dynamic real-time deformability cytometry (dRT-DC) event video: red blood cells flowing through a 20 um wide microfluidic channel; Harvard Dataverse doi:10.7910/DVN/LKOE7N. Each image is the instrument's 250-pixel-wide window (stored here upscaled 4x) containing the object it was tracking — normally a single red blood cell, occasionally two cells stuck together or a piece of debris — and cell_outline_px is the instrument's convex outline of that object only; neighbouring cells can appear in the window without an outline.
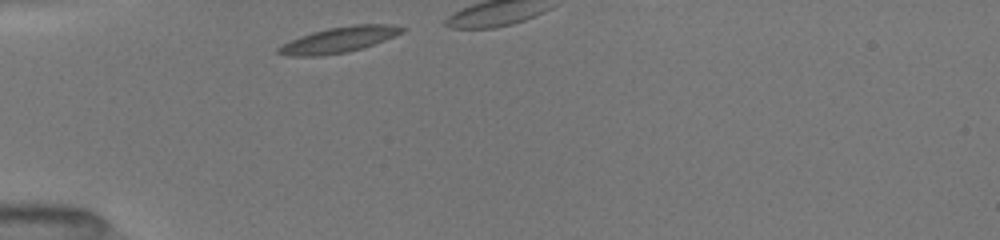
{"species": "common noctule bat (a hibernating species)", "species_latin": "Nyctalus noctula", "temperature_condition": "room temperature", "stored_images_in_passage": 3, "camera_frame_rate_fps": 3000, "um_per_image_px": 0.085, "animal": {"sex": "female", "body_mass_g": 19.5, "forearm_length_mm": 54.1}, "frame": {"image": 1, "passage_image": 1, "time_ms": 0.0, "image_size_px": [1000, 240], "cell_outline_px": [[408, 28], [404, 32], [364, 48], [348, 52], [320, 56], [288, 56], [276, 52], [276, 48], [300, 36], [312, 32], [328, 28], [352, 24], [392, 24]], "centroid_in_image_um": [28.85, 3.37], "position_along_channel_um": 56.1, "area_um2": 18.61}}